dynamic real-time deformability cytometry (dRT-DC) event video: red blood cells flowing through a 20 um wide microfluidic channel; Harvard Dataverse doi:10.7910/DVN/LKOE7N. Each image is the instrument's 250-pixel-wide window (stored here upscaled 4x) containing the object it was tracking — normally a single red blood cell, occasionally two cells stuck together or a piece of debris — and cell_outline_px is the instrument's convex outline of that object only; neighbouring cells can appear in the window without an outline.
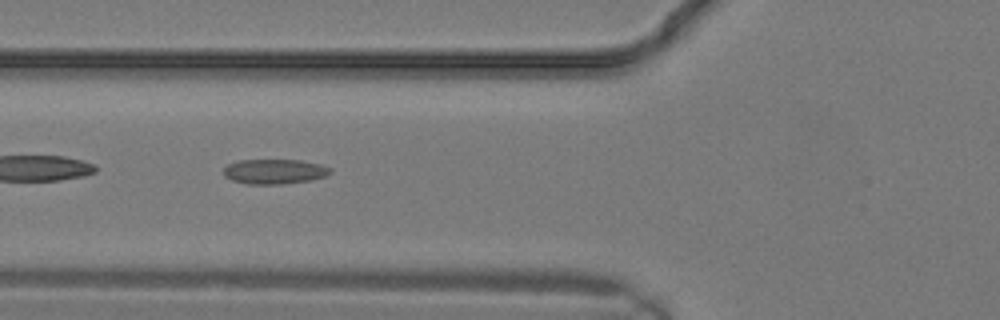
{"species": "common noctule bat (a hibernating species)", "species_latin": "Nyctalus noctula", "temperature_condition": "warm", "stored_images_in_passage": 13, "camera_frame_rate_fps": 3000, "um_per_image_px": 0.085, "animal": {"sex": "male", "body_mass_g": 19.2, "forearm_length_mm": 51.8}, "frame": {"image": 1, "passage_image": 10, "time_ms": 3.0, "image_size_px": [1000, 320], "cell_outline_px": [[332, 172], [324, 176], [312, 180], [280, 184], [248, 184], [232, 180], [224, 176], [224, 168], [228, 164], [240, 160], [300, 160], [320, 164], [332, 168]], "centroid_in_image_um": [23.34, 14.58], "position_along_channel_um": 102.5, "area_um2": 15.43}}